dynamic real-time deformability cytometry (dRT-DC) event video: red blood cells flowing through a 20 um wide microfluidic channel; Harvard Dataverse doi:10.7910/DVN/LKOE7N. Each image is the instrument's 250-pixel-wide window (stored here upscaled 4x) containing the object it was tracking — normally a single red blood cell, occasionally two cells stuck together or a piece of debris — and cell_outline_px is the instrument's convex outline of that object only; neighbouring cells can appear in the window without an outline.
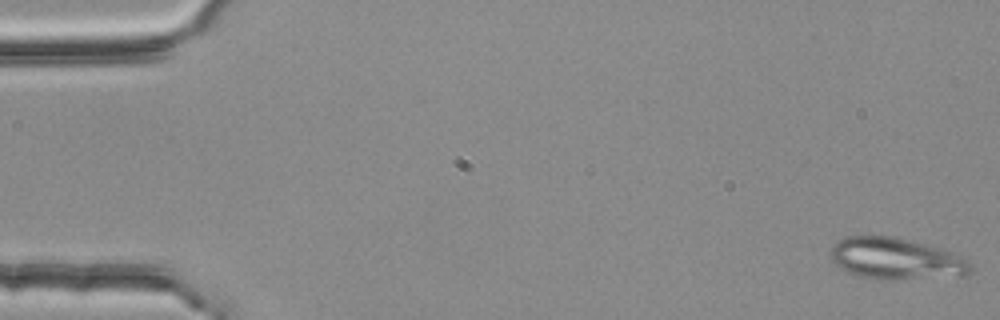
{"species": "common noctule bat (a hibernating species)", "species_latin": "Nyctalus noctula", "temperature_condition": "room temperature", "stored_images_in_passage": 53, "camera_frame_rate_fps": 3000, "um_per_image_px": 0.085, "animal": {"sex": "female", "body_mass_g": 25.1}, "frame": {"image": 1, "passage_image": 1, "time_ms": 0.0, "image_size_px": [1000, 320], "cell_outline_px": [[972, 272], [960, 276], [896, 280], [876, 280], [856, 276], [836, 268], [832, 260], [832, 248], [836, 240], [844, 236], [896, 236], [912, 240], [940, 248], [952, 252], [968, 260], [972, 264]], "centroid_in_image_um": [76.13, 22.0], "position_along_channel_um": 8.9, "area_um2": 34.68}}
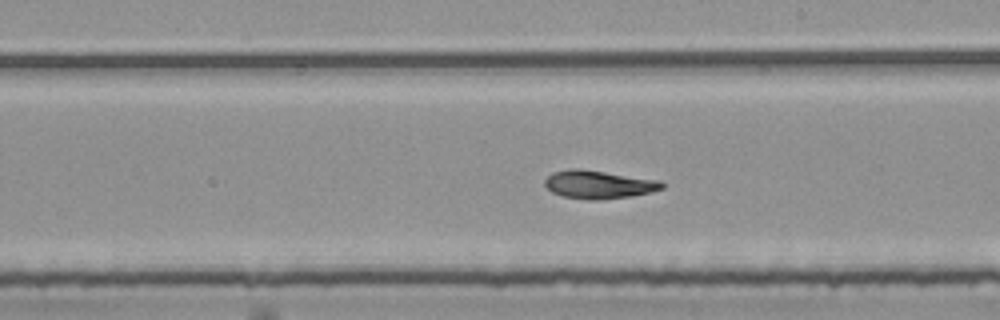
{"frame": {"image": 2, "passage_image": 31, "time_ms": 10.0, "image_size_px": [1000, 320], "cell_outline_px": [[664, 188], [652, 192], [632, 196], [600, 200], [588, 200], [564, 196], [552, 192], [544, 184], [544, 180], [552, 172], [572, 168], [580, 168], [660, 180], [664, 184]], "centroid_in_image_um": [50.9, 15.68], "position_along_channel_um": 238.1, "area_um2": 19.36}}
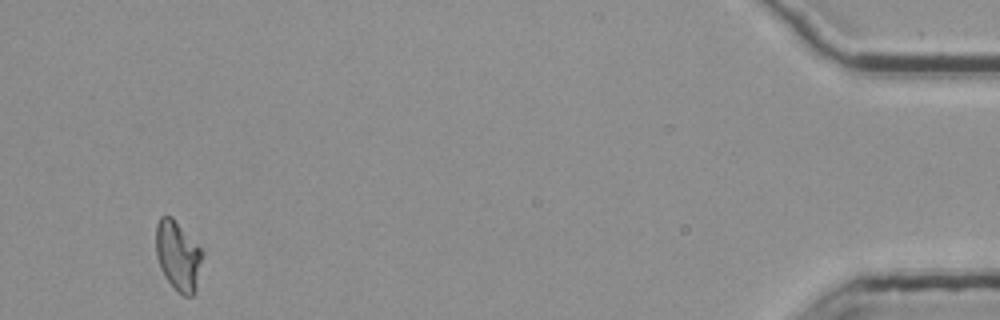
{"frame": {"image": 3, "passage_image": 52, "time_ms": 17.0, "image_size_px": [1000, 320], "cell_outline_px": [[204, 252], [196, 292], [192, 296], [184, 296], [164, 276], [160, 268], [156, 256], [156, 224], [160, 216], [172, 216]], "centroid_in_image_um": [15.14, 21.73], "position_along_channel_um": 420.1, "area_um2": 18.9}, "authors_computed_cell_mechanics": {"area_um2": 19.3052, "velocity_mm_per_s": 3.7618, "shape_relaxation_time_tau1_ms": null, "shape_relaxation_time_tau2_ms": 6.1015, "deformation_change_tau1": null, "deformation_change_tau2": 0.0863}}